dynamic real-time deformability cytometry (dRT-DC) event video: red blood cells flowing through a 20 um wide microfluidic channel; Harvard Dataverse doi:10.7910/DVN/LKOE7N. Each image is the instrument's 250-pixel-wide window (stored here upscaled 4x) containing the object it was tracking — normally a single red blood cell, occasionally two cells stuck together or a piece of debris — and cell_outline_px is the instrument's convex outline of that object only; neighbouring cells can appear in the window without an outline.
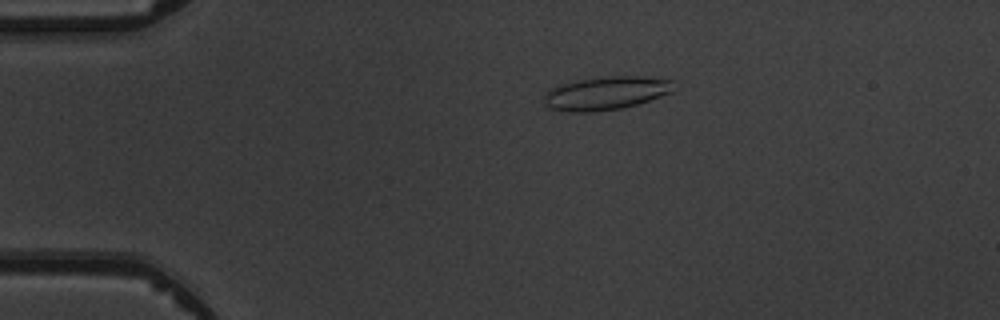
{"species": "common noctule bat (a hibernating species)", "species_latin": "Nyctalus noctula", "temperature_condition": "warm", "stored_images_in_passage": 5, "camera_frame_rate_fps": 3000, "um_per_image_px": 0.085, "animal": {"sex": "male", "body_mass_g": 19.5, "forearm_length_mm": 54.6}, "frame": {"image": 1, "passage_image": 4, "time_ms": 3.333, "image_size_px": [1000, 320], "cell_outline_px": [[672, 92], [636, 104], [620, 108], [592, 112], [568, 112], [552, 108], [544, 104], [544, 96], [552, 88], [560, 84], [576, 80], [604, 76], [640, 76], [672, 80]], "centroid_in_image_um": [51.47, 7.91], "position_along_channel_um": 33.5, "area_um2": 24.91}}